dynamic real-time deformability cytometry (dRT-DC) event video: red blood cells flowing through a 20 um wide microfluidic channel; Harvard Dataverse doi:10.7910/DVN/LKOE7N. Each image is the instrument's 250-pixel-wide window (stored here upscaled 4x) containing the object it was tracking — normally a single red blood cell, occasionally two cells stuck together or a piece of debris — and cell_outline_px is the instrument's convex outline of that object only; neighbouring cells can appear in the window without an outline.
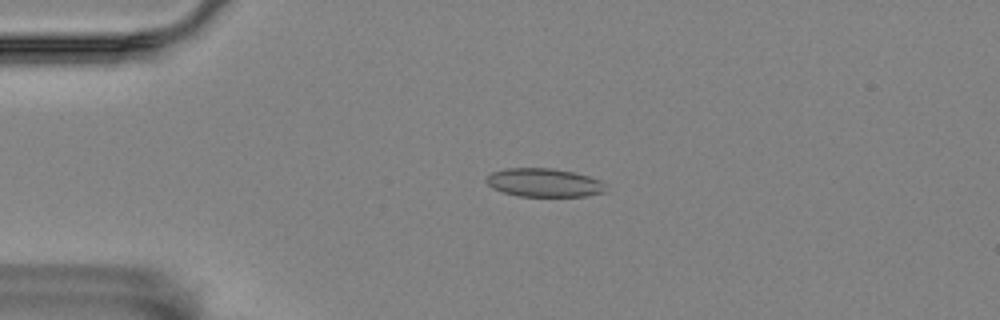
{"species": "Egyptian fruit bat (a non-hibernating species)", "species_latin": "Rousettus aegyptiacus", "temperature_condition": "room temperature", "stored_images_in_passage": 57, "camera_frame_rate_fps": 3000, "um_per_image_px": 0.085, "animal": {"sex": "female"}, "frame": {"image": 1, "passage_image": 13, "time_ms": 4.0, "image_size_px": [1000, 320], "cell_outline_px": [[604, 192], [588, 196], [520, 196], [504, 192], [492, 188], [484, 180], [492, 172], [504, 168], [552, 168], [572, 172], [604, 180]], "centroid_in_image_um": [46.24, 15.52], "position_along_channel_um": 38.8, "area_um2": 19.83}}
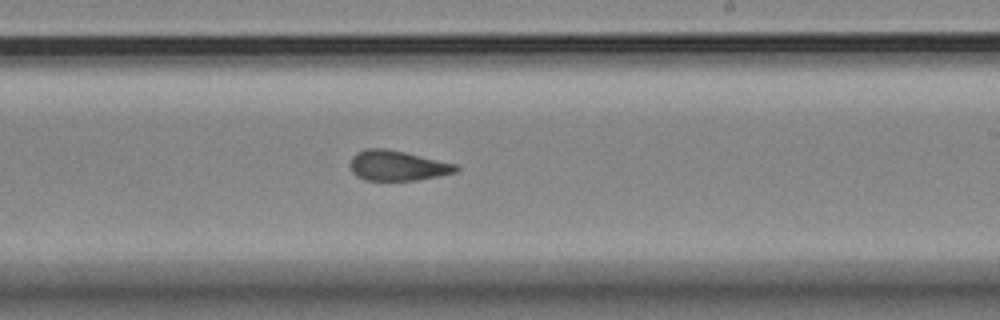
{"frame": {"image": 2, "passage_image": 34, "time_ms": 11.0, "image_size_px": [1000, 320], "cell_outline_px": [[460, 168], [456, 172], [440, 176], [416, 180], [364, 180], [356, 176], [352, 172], [348, 164], [352, 156], [356, 152], [368, 148], [384, 148], [404, 152], [456, 164]], "centroid_in_image_um": [33.74, 14.08], "position_along_channel_um": 255.3, "area_um2": 18.67}}
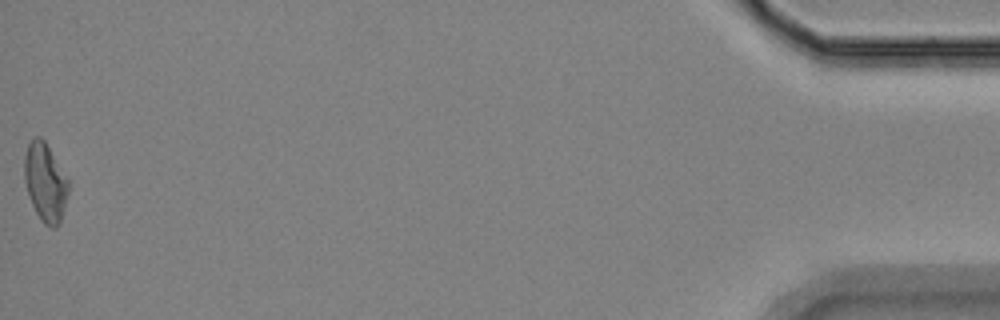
{"frame": {"image": 3, "passage_image": 57, "time_ms": 18.667, "image_size_px": [1000, 320], "cell_outline_px": [[68, 192], [60, 224], [56, 228], [52, 228], [44, 224], [40, 220], [32, 204], [24, 180], [24, 156], [28, 144], [36, 136], [40, 136], [44, 140], [68, 180]], "centroid_in_image_um": [3.84, 15.52], "position_along_channel_um": 431.4, "area_um2": 19.88}, "authors_computed_cell_mechanics": {"area_um2": 19.4786, "velocity_mm_per_s": 3.514, "shape_relaxation_time_tau1_ms": 8.6087, "shape_relaxation_time_tau2_ms": 2.3826, "deformation_change_tau1": 0.1503, "deformation_change_tau2": 0.0883}}